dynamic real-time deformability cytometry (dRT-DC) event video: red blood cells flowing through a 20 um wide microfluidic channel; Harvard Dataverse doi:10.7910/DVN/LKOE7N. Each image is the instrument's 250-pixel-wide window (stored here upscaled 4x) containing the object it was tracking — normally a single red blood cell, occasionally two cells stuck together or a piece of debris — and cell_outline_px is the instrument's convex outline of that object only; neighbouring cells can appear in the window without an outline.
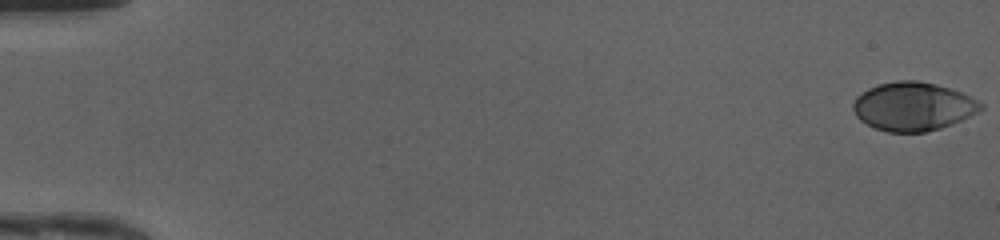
{"species": "human", "species_latin": "Homo sapiens", "temperature_condition": "cold", "stored_images_in_passage": 49, "camera_frame_rate_fps": 3000, "um_per_image_px": 0.085, "donor": {"sex": "female"}, "frame": {"image": 1, "passage_image": 1, "time_ms": 0.0, "image_size_px": [1000, 240], "cell_outline_px": [[984, 108], [952, 124], [928, 132], [888, 132], [876, 128], [860, 120], [856, 116], [852, 108], [852, 104], [856, 96], [868, 88], [880, 84], [896, 80], [916, 80], [936, 84], [960, 92], [984, 104]], "centroid_in_image_um": [77.58, 9.05], "position_along_channel_um": 7.4, "area_um2": 35.95}}
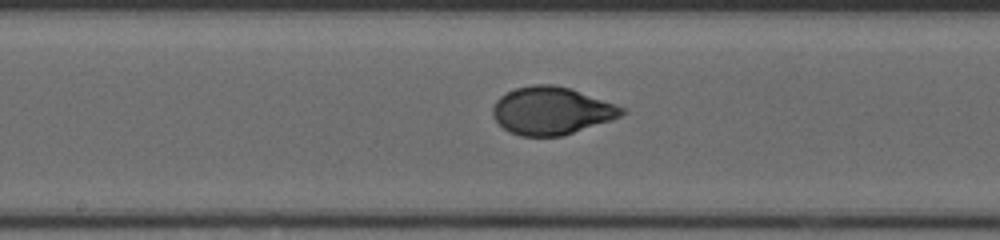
{"frame": {"image": 2, "passage_image": 27, "time_ms": 8.667, "image_size_px": [1000, 240], "cell_outline_px": [[628, 112], [612, 120], [560, 136], [520, 136], [508, 132], [492, 116], [492, 108], [496, 100], [500, 96], [516, 88], [532, 84], [552, 84], [568, 88], [628, 108]], "centroid_in_image_um": [46.88, 9.41], "position_along_channel_um": 201.3, "area_um2": 35.78}}
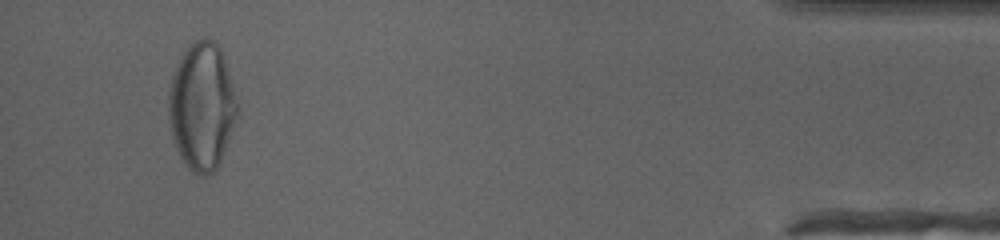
{"frame": {"image": 3, "passage_image": 47, "time_ms": 15.333, "image_size_px": [1000, 240], "cell_outline_px": [[240, 108], [224, 152], [216, 168], [208, 176], [200, 176], [192, 172], [188, 168], [180, 156], [176, 148], [172, 136], [168, 120], [168, 92], [172, 72], [180, 56], [188, 44], [204, 36], [216, 40], [224, 56], [240, 104]], "centroid_in_image_um": [17.16, 8.98], "position_along_channel_um": 418.0, "area_um2": 52.02}, "authors_computed_cell_mechanics": {"area_um2": 35.6626, "velocity_mm_per_s": 4.2177, "shape_relaxation_time_tau1_ms": 5.5596, "shape_relaxation_time_tau2_ms": null, "deformation_change_tau1": 0.2227, "deformation_change_tau2": null}}